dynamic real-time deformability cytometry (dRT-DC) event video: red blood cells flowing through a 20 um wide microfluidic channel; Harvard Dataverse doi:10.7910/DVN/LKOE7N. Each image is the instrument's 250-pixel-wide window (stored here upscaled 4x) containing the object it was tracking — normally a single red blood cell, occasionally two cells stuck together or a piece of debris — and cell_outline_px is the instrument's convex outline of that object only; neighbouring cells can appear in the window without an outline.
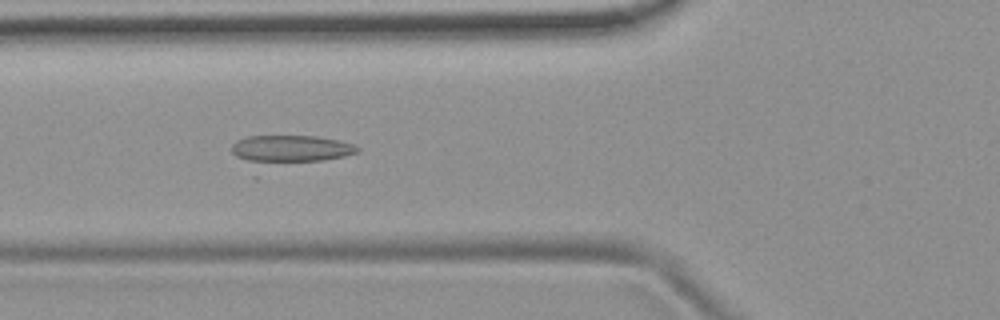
{"species": "common noctule bat (a hibernating species)", "species_latin": "Nyctalus noctula", "temperature_condition": "room temperature", "stored_images_in_passage": 53, "camera_frame_rate_fps": 3000, "um_per_image_px": 0.085, "animal": {"sex": "female", "body_mass_g": 19.9}, "frame": {"image": 1, "passage_image": 20, "time_ms": 6.333, "image_size_px": [1000, 320], "cell_outline_px": [[360, 148], [356, 152], [344, 156], [256, 180], [252, 176], [232, 152], [232, 144], [236, 140], [248, 136], [316, 136], [336, 140], [352, 144]], "centroid_in_image_um": [24.35, 13.01], "position_along_channel_um": 101.4, "area_um2": 25.66}}
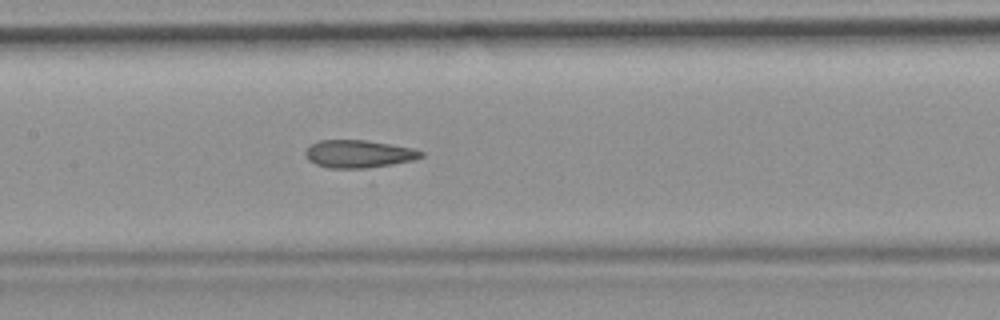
{"frame": {"image": 2, "passage_image": 26, "time_ms": 8.333, "image_size_px": [1000, 320], "cell_outline_px": [[424, 156], [416, 160], [364, 172], [328, 168], [316, 164], [308, 160], [304, 156], [304, 152], [312, 144], [320, 140], [364, 140], [392, 144], [412, 148], [424, 152]], "centroid_in_image_um": [30.55, 13.15], "position_along_channel_um": 176.9, "area_um2": 19.94}}
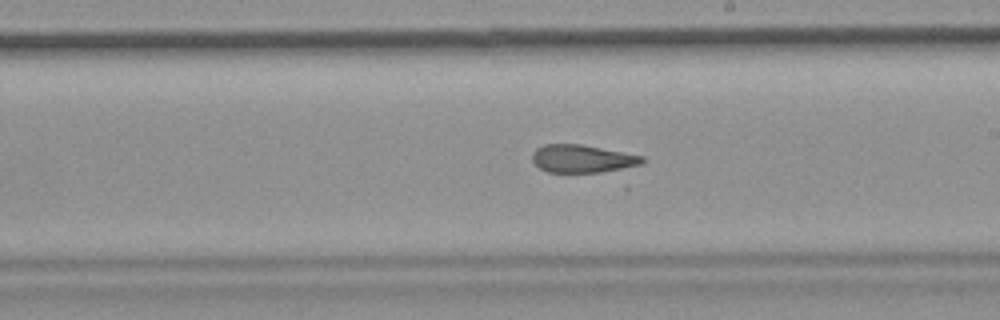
{"frame": {"image": 3, "passage_image": 31, "time_ms": 10.0, "image_size_px": [1000, 320], "cell_outline_px": [[644, 164], [600, 172], [548, 172], [540, 168], [532, 160], [532, 152], [536, 148], [544, 144], [580, 144], [644, 156]], "centroid_in_image_um": [49.48, 13.48], "position_along_channel_um": 239.5, "area_um2": 17.74}}